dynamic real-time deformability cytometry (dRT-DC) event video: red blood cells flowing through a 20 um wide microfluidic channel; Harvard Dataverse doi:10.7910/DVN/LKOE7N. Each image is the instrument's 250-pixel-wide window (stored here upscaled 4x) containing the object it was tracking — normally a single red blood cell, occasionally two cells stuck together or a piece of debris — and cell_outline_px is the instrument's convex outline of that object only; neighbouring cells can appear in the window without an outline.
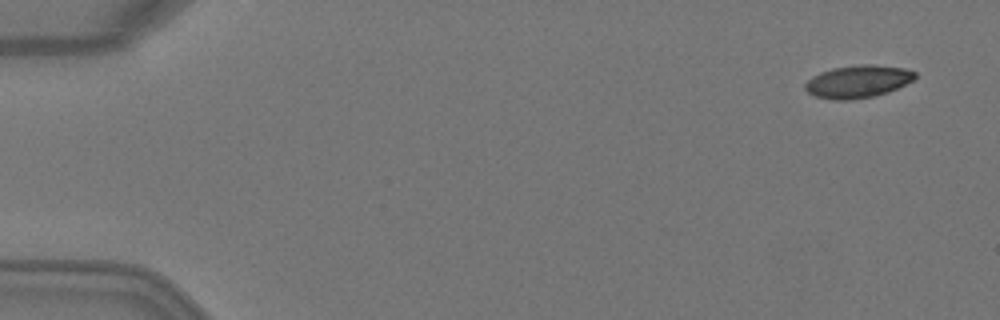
{"species": "Egyptian fruit bat (a non-hibernating species)", "species_latin": "Rousettus aegyptiacus", "temperature_condition": "warm", "stored_images_in_passage": 4, "camera_frame_rate_fps": 3000, "um_per_image_px": 0.085, "animal": {"sex": "female"}, "frame": {"image": 1, "passage_image": 1, "time_ms": 0.0, "image_size_px": [1000, 320], "cell_outline_px": [[916, 76], [912, 80], [888, 92], [872, 96], [848, 100], [832, 100], [816, 96], [808, 92], [804, 88], [804, 84], [812, 76], [820, 72], [832, 68], [860, 64], [872, 64], [904, 68], [916, 72]], "centroid_in_image_um": [72.89, 6.92], "position_along_channel_um": 12.1, "area_um2": 20.75}}
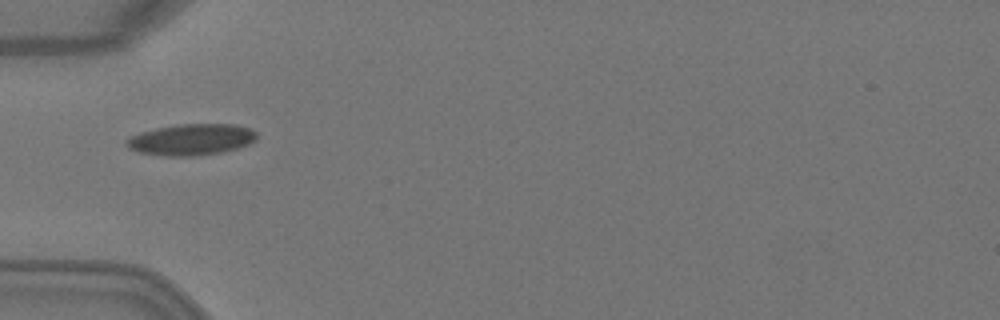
{"frame": {"image": 2, "passage_image": 4, "time_ms": 1.0, "image_size_px": [1000, 320], "cell_outline_px": [[256, 140], [248, 144], [236, 148], [220, 152], [192, 156], [164, 156], [140, 152], [128, 148], [124, 144], [124, 140], [140, 132], [156, 128], [176, 124], [236, 124], [252, 128], [256, 132]], "centroid_in_image_um": [16.24, 11.85], "position_along_channel_um": 68.8, "area_um2": 23.81}}